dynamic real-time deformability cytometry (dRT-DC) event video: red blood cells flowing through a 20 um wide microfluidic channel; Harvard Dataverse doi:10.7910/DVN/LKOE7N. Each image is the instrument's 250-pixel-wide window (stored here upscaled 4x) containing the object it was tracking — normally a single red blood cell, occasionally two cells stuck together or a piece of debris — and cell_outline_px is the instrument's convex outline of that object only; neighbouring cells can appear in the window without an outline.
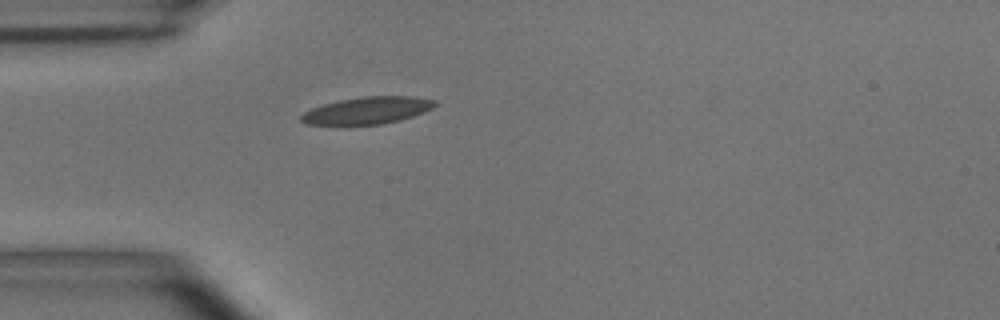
{"species": "common noctule bat (a hibernating species)", "species_latin": "Nyctalus noctula", "temperature_condition": "room temperature", "stored_images_in_passage": 4, "camera_frame_rate_fps": 3000, "um_per_image_px": 0.085, "animal": {"sex": "male", "body_mass_g": 15.6}, "frame": {"image": 1, "passage_image": 4, "time_ms": 1.0, "image_size_px": [1000, 320], "cell_outline_px": [[436, 104], [432, 108], [424, 112], [400, 120], [380, 124], [344, 128], [304, 124], [300, 120], [300, 116], [304, 112], [312, 108], [324, 104], [340, 100], [360, 96], [412, 96], [436, 100]], "centroid_in_image_um": [31.12, 9.44], "position_along_channel_um": 53.9, "area_um2": 22.02}}